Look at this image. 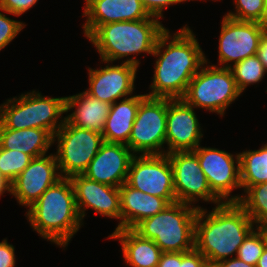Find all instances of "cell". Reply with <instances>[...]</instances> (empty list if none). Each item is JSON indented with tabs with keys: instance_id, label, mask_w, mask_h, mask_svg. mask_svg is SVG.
I'll use <instances>...</instances> for the list:
<instances>
[{
	"instance_id": "cell-38",
	"label": "cell",
	"mask_w": 267,
	"mask_h": 267,
	"mask_svg": "<svg viewBox=\"0 0 267 267\" xmlns=\"http://www.w3.org/2000/svg\"><path fill=\"white\" fill-rule=\"evenodd\" d=\"M231 258L220 261V262L214 264L213 267H256L254 265L243 262L238 257L233 256Z\"/></svg>"
},
{
	"instance_id": "cell-34",
	"label": "cell",
	"mask_w": 267,
	"mask_h": 267,
	"mask_svg": "<svg viewBox=\"0 0 267 267\" xmlns=\"http://www.w3.org/2000/svg\"><path fill=\"white\" fill-rule=\"evenodd\" d=\"M208 263L205 257L193 249L189 252H181V264L179 267H207Z\"/></svg>"
},
{
	"instance_id": "cell-42",
	"label": "cell",
	"mask_w": 267,
	"mask_h": 267,
	"mask_svg": "<svg viewBox=\"0 0 267 267\" xmlns=\"http://www.w3.org/2000/svg\"><path fill=\"white\" fill-rule=\"evenodd\" d=\"M256 229H258L261 232L262 237H263L264 242H265V247L267 248V225L258 226V227H256Z\"/></svg>"
},
{
	"instance_id": "cell-6",
	"label": "cell",
	"mask_w": 267,
	"mask_h": 267,
	"mask_svg": "<svg viewBox=\"0 0 267 267\" xmlns=\"http://www.w3.org/2000/svg\"><path fill=\"white\" fill-rule=\"evenodd\" d=\"M63 113H66V97L51 98L32 91L0 105V124L14 130L44 129L54 135L64 124L65 117L59 120Z\"/></svg>"
},
{
	"instance_id": "cell-4",
	"label": "cell",
	"mask_w": 267,
	"mask_h": 267,
	"mask_svg": "<svg viewBox=\"0 0 267 267\" xmlns=\"http://www.w3.org/2000/svg\"><path fill=\"white\" fill-rule=\"evenodd\" d=\"M159 19L150 16L135 21L100 25L87 39L91 41L104 63L132 54H153L159 36L166 30Z\"/></svg>"
},
{
	"instance_id": "cell-39",
	"label": "cell",
	"mask_w": 267,
	"mask_h": 267,
	"mask_svg": "<svg viewBox=\"0 0 267 267\" xmlns=\"http://www.w3.org/2000/svg\"><path fill=\"white\" fill-rule=\"evenodd\" d=\"M5 191L9 192L11 191V184L0 175V196L5 193Z\"/></svg>"
},
{
	"instance_id": "cell-1",
	"label": "cell",
	"mask_w": 267,
	"mask_h": 267,
	"mask_svg": "<svg viewBox=\"0 0 267 267\" xmlns=\"http://www.w3.org/2000/svg\"><path fill=\"white\" fill-rule=\"evenodd\" d=\"M173 34L171 37L166 29L158 38L152 54L158 57L150 85L152 91L147 96L182 99L189 82L206 62L199 42L187 25Z\"/></svg>"
},
{
	"instance_id": "cell-27",
	"label": "cell",
	"mask_w": 267,
	"mask_h": 267,
	"mask_svg": "<svg viewBox=\"0 0 267 267\" xmlns=\"http://www.w3.org/2000/svg\"><path fill=\"white\" fill-rule=\"evenodd\" d=\"M230 69L241 93L248 85L260 82L267 73L257 55L247 57L230 67Z\"/></svg>"
},
{
	"instance_id": "cell-25",
	"label": "cell",
	"mask_w": 267,
	"mask_h": 267,
	"mask_svg": "<svg viewBox=\"0 0 267 267\" xmlns=\"http://www.w3.org/2000/svg\"><path fill=\"white\" fill-rule=\"evenodd\" d=\"M240 182L244 191L251 186L267 182V143L259 150L239 153Z\"/></svg>"
},
{
	"instance_id": "cell-17",
	"label": "cell",
	"mask_w": 267,
	"mask_h": 267,
	"mask_svg": "<svg viewBox=\"0 0 267 267\" xmlns=\"http://www.w3.org/2000/svg\"><path fill=\"white\" fill-rule=\"evenodd\" d=\"M72 183L76 206L80 218L84 219L87 208H92L101 216L120 219L115 230L121 229V203L118 187L99 183L91 180L83 174L70 178Z\"/></svg>"
},
{
	"instance_id": "cell-23",
	"label": "cell",
	"mask_w": 267,
	"mask_h": 267,
	"mask_svg": "<svg viewBox=\"0 0 267 267\" xmlns=\"http://www.w3.org/2000/svg\"><path fill=\"white\" fill-rule=\"evenodd\" d=\"M139 104L140 95H134L111 105L102 133L105 142L128 144Z\"/></svg>"
},
{
	"instance_id": "cell-37",
	"label": "cell",
	"mask_w": 267,
	"mask_h": 267,
	"mask_svg": "<svg viewBox=\"0 0 267 267\" xmlns=\"http://www.w3.org/2000/svg\"><path fill=\"white\" fill-rule=\"evenodd\" d=\"M258 58L263 64L264 69L267 71V30L264 32L261 37L259 48L257 50Z\"/></svg>"
},
{
	"instance_id": "cell-15",
	"label": "cell",
	"mask_w": 267,
	"mask_h": 267,
	"mask_svg": "<svg viewBox=\"0 0 267 267\" xmlns=\"http://www.w3.org/2000/svg\"><path fill=\"white\" fill-rule=\"evenodd\" d=\"M55 154L33 158L30 164L10 183L11 195L20 205L30 207L42 193L62 177Z\"/></svg>"
},
{
	"instance_id": "cell-13",
	"label": "cell",
	"mask_w": 267,
	"mask_h": 267,
	"mask_svg": "<svg viewBox=\"0 0 267 267\" xmlns=\"http://www.w3.org/2000/svg\"><path fill=\"white\" fill-rule=\"evenodd\" d=\"M211 191L224 203L231 202L230 194L235 188H241L240 156L224 150L200 147L194 150ZM237 166H236V164Z\"/></svg>"
},
{
	"instance_id": "cell-29",
	"label": "cell",
	"mask_w": 267,
	"mask_h": 267,
	"mask_svg": "<svg viewBox=\"0 0 267 267\" xmlns=\"http://www.w3.org/2000/svg\"><path fill=\"white\" fill-rule=\"evenodd\" d=\"M264 249L265 242L262 234L258 229H254L239 247L236 257L245 263L256 266Z\"/></svg>"
},
{
	"instance_id": "cell-2",
	"label": "cell",
	"mask_w": 267,
	"mask_h": 267,
	"mask_svg": "<svg viewBox=\"0 0 267 267\" xmlns=\"http://www.w3.org/2000/svg\"><path fill=\"white\" fill-rule=\"evenodd\" d=\"M198 208L195 221V249L208 265L230 259L254 230V222L237 202L221 203L208 213Z\"/></svg>"
},
{
	"instance_id": "cell-22",
	"label": "cell",
	"mask_w": 267,
	"mask_h": 267,
	"mask_svg": "<svg viewBox=\"0 0 267 267\" xmlns=\"http://www.w3.org/2000/svg\"><path fill=\"white\" fill-rule=\"evenodd\" d=\"M108 238L120 239L125 262L132 267H157L162 254L159 246L133 229L115 230Z\"/></svg>"
},
{
	"instance_id": "cell-31",
	"label": "cell",
	"mask_w": 267,
	"mask_h": 267,
	"mask_svg": "<svg viewBox=\"0 0 267 267\" xmlns=\"http://www.w3.org/2000/svg\"><path fill=\"white\" fill-rule=\"evenodd\" d=\"M0 11H4L0 8ZM25 27L20 21L10 19L0 12V51L5 48Z\"/></svg>"
},
{
	"instance_id": "cell-32",
	"label": "cell",
	"mask_w": 267,
	"mask_h": 267,
	"mask_svg": "<svg viewBox=\"0 0 267 267\" xmlns=\"http://www.w3.org/2000/svg\"><path fill=\"white\" fill-rule=\"evenodd\" d=\"M38 0H0V8L8 14L20 16L32 8Z\"/></svg>"
},
{
	"instance_id": "cell-21",
	"label": "cell",
	"mask_w": 267,
	"mask_h": 267,
	"mask_svg": "<svg viewBox=\"0 0 267 267\" xmlns=\"http://www.w3.org/2000/svg\"><path fill=\"white\" fill-rule=\"evenodd\" d=\"M76 108L65 119L79 128L103 133L104 124L111 109V104L102 102L88 95L85 91L66 97V112Z\"/></svg>"
},
{
	"instance_id": "cell-10",
	"label": "cell",
	"mask_w": 267,
	"mask_h": 267,
	"mask_svg": "<svg viewBox=\"0 0 267 267\" xmlns=\"http://www.w3.org/2000/svg\"><path fill=\"white\" fill-rule=\"evenodd\" d=\"M126 183L143 193L177 202L173 185V170L167 154L134 156Z\"/></svg>"
},
{
	"instance_id": "cell-5",
	"label": "cell",
	"mask_w": 267,
	"mask_h": 267,
	"mask_svg": "<svg viewBox=\"0 0 267 267\" xmlns=\"http://www.w3.org/2000/svg\"><path fill=\"white\" fill-rule=\"evenodd\" d=\"M192 206V207H191ZM199 206L181 202L139 222L133 230L153 240L162 252H189L195 249V221Z\"/></svg>"
},
{
	"instance_id": "cell-41",
	"label": "cell",
	"mask_w": 267,
	"mask_h": 267,
	"mask_svg": "<svg viewBox=\"0 0 267 267\" xmlns=\"http://www.w3.org/2000/svg\"><path fill=\"white\" fill-rule=\"evenodd\" d=\"M259 24L267 30V0H265V3H264V12H263V15H262V18L259 22Z\"/></svg>"
},
{
	"instance_id": "cell-19",
	"label": "cell",
	"mask_w": 267,
	"mask_h": 267,
	"mask_svg": "<svg viewBox=\"0 0 267 267\" xmlns=\"http://www.w3.org/2000/svg\"><path fill=\"white\" fill-rule=\"evenodd\" d=\"M84 35L88 38L100 25L112 22L135 21L150 15L139 0H85Z\"/></svg>"
},
{
	"instance_id": "cell-16",
	"label": "cell",
	"mask_w": 267,
	"mask_h": 267,
	"mask_svg": "<svg viewBox=\"0 0 267 267\" xmlns=\"http://www.w3.org/2000/svg\"><path fill=\"white\" fill-rule=\"evenodd\" d=\"M194 107L183 99L167 98L166 154L194 151L202 139V132Z\"/></svg>"
},
{
	"instance_id": "cell-11",
	"label": "cell",
	"mask_w": 267,
	"mask_h": 267,
	"mask_svg": "<svg viewBox=\"0 0 267 267\" xmlns=\"http://www.w3.org/2000/svg\"><path fill=\"white\" fill-rule=\"evenodd\" d=\"M173 170V185L177 202L192 205L199 201L223 203L212 191L194 151L167 154Z\"/></svg>"
},
{
	"instance_id": "cell-7",
	"label": "cell",
	"mask_w": 267,
	"mask_h": 267,
	"mask_svg": "<svg viewBox=\"0 0 267 267\" xmlns=\"http://www.w3.org/2000/svg\"><path fill=\"white\" fill-rule=\"evenodd\" d=\"M207 60L189 82L182 99L194 108H203L223 116L225 110L241 95V92L230 68L216 67V65L208 67Z\"/></svg>"
},
{
	"instance_id": "cell-8",
	"label": "cell",
	"mask_w": 267,
	"mask_h": 267,
	"mask_svg": "<svg viewBox=\"0 0 267 267\" xmlns=\"http://www.w3.org/2000/svg\"><path fill=\"white\" fill-rule=\"evenodd\" d=\"M56 161L62 178L83 174L105 142L101 133L71 125L66 119L53 135Z\"/></svg>"
},
{
	"instance_id": "cell-40",
	"label": "cell",
	"mask_w": 267,
	"mask_h": 267,
	"mask_svg": "<svg viewBox=\"0 0 267 267\" xmlns=\"http://www.w3.org/2000/svg\"><path fill=\"white\" fill-rule=\"evenodd\" d=\"M256 267H267V248L266 247L262 255L260 256Z\"/></svg>"
},
{
	"instance_id": "cell-9",
	"label": "cell",
	"mask_w": 267,
	"mask_h": 267,
	"mask_svg": "<svg viewBox=\"0 0 267 267\" xmlns=\"http://www.w3.org/2000/svg\"><path fill=\"white\" fill-rule=\"evenodd\" d=\"M167 98L140 94V104L127 146L137 155H163L166 144ZM137 153V154H136Z\"/></svg>"
},
{
	"instance_id": "cell-12",
	"label": "cell",
	"mask_w": 267,
	"mask_h": 267,
	"mask_svg": "<svg viewBox=\"0 0 267 267\" xmlns=\"http://www.w3.org/2000/svg\"><path fill=\"white\" fill-rule=\"evenodd\" d=\"M266 29L258 22L238 21L224 15L219 37V65H232L257 54ZM233 62V64H228Z\"/></svg>"
},
{
	"instance_id": "cell-33",
	"label": "cell",
	"mask_w": 267,
	"mask_h": 267,
	"mask_svg": "<svg viewBox=\"0 0 267 267\" xmlns=\"http://www.w3.org/2000/svg\"><path fill=\"white\" fill-rule=\"evenodd\" d=\"M150 16L163 17V9L170 5L185 2V0H139Z\"/></svg>"
},
{
	"instance_id": "cell-20",
	"label": "cell",
	"mask_w": 267,
	"mask_h": 267,
	"mask_svg": "<svg viewBox=\"0 0 267 267\" xmlns=\"http://www.w3.org/2000/svg\"><path fill=\"white\" fill-rule=\"evenodd\" d=\"M121 229H133L142 220L162 211L169 203L161 197L143 193L126 182L119 187Z\"/></svg>"
},
{
	"instance_id": "cell-18",
	"label": "cell",
	"mask_w": 267,
	"mask_h": 267,
	"mask_svg": "<svg viewBox=\"0 0 267 267\" xmlns=\"http://www.w3.org/2000/svg\"><path fill=\"white\" fill-rule=\"evenodd\" d=\"M134 156L125 144L104 142L83 175L99 183L119 188L127 180Z\"/></svg>"
},
{
	"instance_id": "cell-24",
	"label": "cell",
	"mask_w": 267,
	"mask_h": 267,
	"mask_svg": "<svg viewBox=\"0 0 267 267\" xmlns=\"http://www.w3.org/2000/svg\"><path fill=\"white\" fill-rule=\"evenodd\" d=\"M53 135L44 129L28 128L21 130L7 129L0 124V147L18 150L32 158L46 155L53 145Z\"/></svg>"
},
{
	"instance_id": "cell-35",
	"label": "cell",
	"mask_w": 267,
	"mask_h": 267,
	"mask_svg": "<svg viewBox=\"0 0 267 267\" xmlns=\"http://www.w3.org/2000/svg\"><path fill=\"white\" fill-rule=\"evenodd\" d=\"M14 246L4 239L0 242V267H15L16 257Z\"/></svg>"
},
{
	"instance_id": "cell-30",
	"label": "cell",
	"mask_w": 267,
	"mask_h": 267,
	"mask_svg": "<svg viewBox=\"0 0 267 267\" xmlns=\"http://www.w3.org/2000/svg\"><path fill=\"white\" fill-rule=\"evenodd\" d=\"M265 0H234L235 13L228 12L225 16L248 22H260L264 12Z\"/></svg>"
},
{
	"instance_id": "cell-36",
	"label": "cell",
	"mask_w": 267,
	"mask_h": 267,
	"mask_svg": "<svg viewBox=\"0 0 267 267\" xmlns=\"http://www.w3.org/2000/svg\"><path fill=\"white\" fill-rule=\"evenodd\" d=\"M181 252H162L157 267H179Z\"/></svg>"
},
{
	"instance_id": "cell-28",
	"label": "cell",
	"mask_w": 267,
	"mask_h": 267,
	"mask_svg": "<svg viewBox=\"0 0 267 267\" xmlns=\"http://www.w3.org/2000/svg\"><path fill=\"white\" fill-rule=\"evenodd\" d=\"M33 158L18 150L0 147V175L11 183L31 162Z\"/></svg>"
},
{
	"instance_id": "cell-3",
	"label": "cell",
	"mask_w": 267,
	"mask_h": 267,
	"mask_svg": "<svg viewBox=\"0 0 267 267\" xmlns=\"http://www.w3.org/2000/svg\"><path fill=\"white\" fill-rule=\"evenodd\" d=\"M26 217L34 231L65 247L82 225L70 178H61L33 203Z\"/></svg>"
},
{
	"instance_id": "cell-14",
	"label": "cell",
	"mask_w": 267,
	"mask_h": 267,
	"mask_svg": "<svg viewBox=\"0 0 267 267\" xmlns=\"http://www.w3.org/2000/svg\"><path fill=\"white\" fill-rule=\"evenodd\" d=\"M139 60L129 58L121 65H110L101 69L89 68V89L85 92L102 102L115 103L118 99L133 94L134 81Z\"/></svg>"
},
{
	"instance_id": "cell-26",
	"label": "cell",
	"mask_w": 267,
	"mask_h": 267,
	"mask_svg": "<svg viewBox=\"0 0 267 267\" xmlns=\"http://www.w3.org/2000/svg\"><path fill=\"white\" fill-rule=\"evenodd\" d=\"M245 195L231 196L250 216L256 227L267 225V182L248 187Z\"/></svg>"
}]
</instances>
